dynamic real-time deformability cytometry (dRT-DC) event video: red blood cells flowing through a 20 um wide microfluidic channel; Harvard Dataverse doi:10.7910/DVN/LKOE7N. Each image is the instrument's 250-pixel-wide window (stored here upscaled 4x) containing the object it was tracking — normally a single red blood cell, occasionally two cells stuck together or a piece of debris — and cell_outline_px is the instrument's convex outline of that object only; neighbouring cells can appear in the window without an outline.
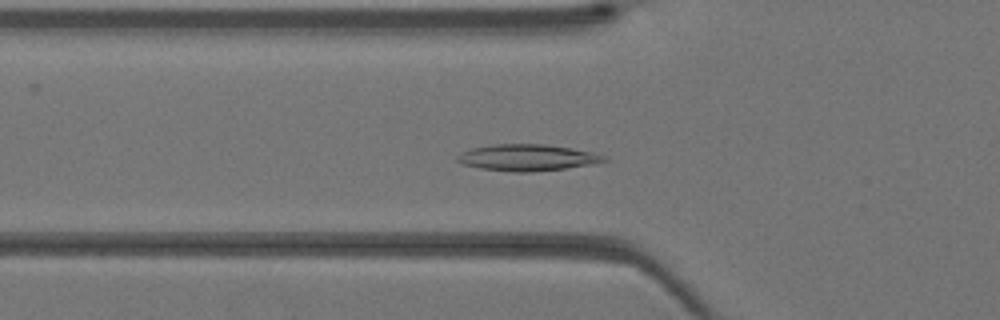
{"species": "Egyptian fruit bat (a non-hibernating species)", "species_latin": "Rousettus aegyptiacus", "temperature_condition": "warm", "stored_images_in_passage": 39, "camera_frame_rate_fps": 3000, "um_per_image_px": 0.085, "animal": {"sex": "female"}, "frame": {"image": 1, "passage_image": 12, "time_ms": 3.667, "image_size_px": [1000, 320], "cell_outline_px": [[608, 160], [588, 164], [564, 168], [532, 172], [512, 172], [480, 168], [464, 164], [456, 160], [456, 156], [460, 152], [472, 148], [496, 144], [544, 144], [572, 148], [592, 152], [604, 156]], "centroid_in_image_um": [44.76, 13.39], "position_along_channel_um": 81.0, "area_um2": 22.37}}
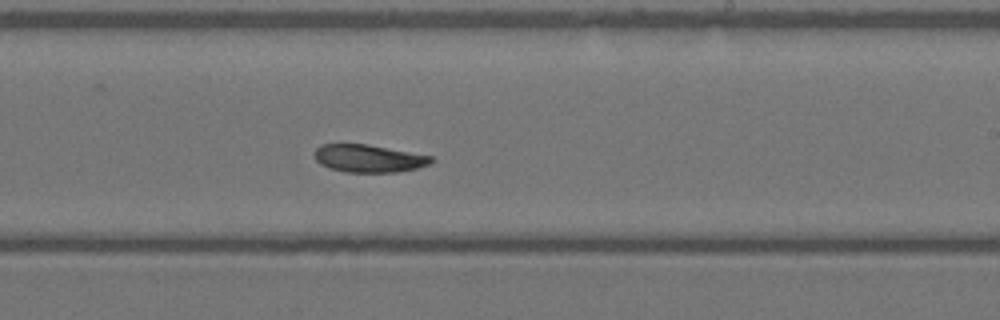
{"frame": {"image": 2, "passage_image": 23, "time_ms": 7.333, "image_size_px": [1000, 320], "cell_outline_px": [[436, 160], [428, 164], [416, 168], [396, 172], [344, 172], [328, 168], [320, 164], [316, 160], [312, 152], [320, 144], [368, 144], [432, 156]], "centroid_in_image_um": [31.29, 13.46], "position_along_channel_um": 257.7, "area_um2": 18.96}}
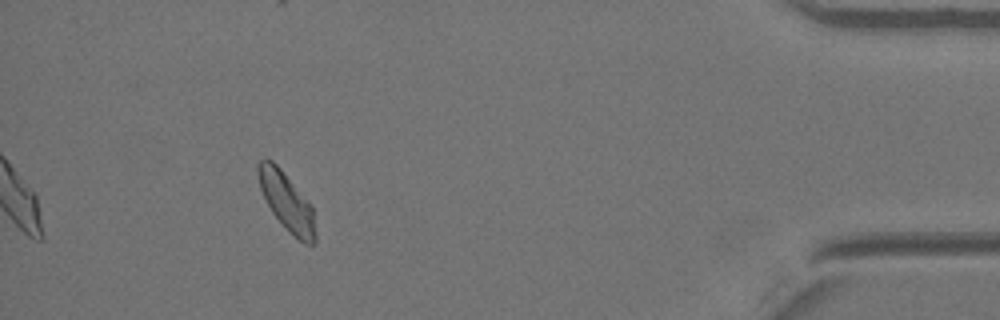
{"frame": {"image": 3, "passage_image": 36, "time_ms": 11.667, "image_size_px": [1000, 320], "cell_outline_px": [[316, 244], [304, 244], [288, 232], [272, 212], [260, 188], [256, 168], [256, 164], [260, 160], [272, 160], [280, 168], [312, 204], [316, 232]], "centroid_in_image_um": [24.39, 17.17], "position_along_channel_um": 410.8, "area_um2": 19.48}}